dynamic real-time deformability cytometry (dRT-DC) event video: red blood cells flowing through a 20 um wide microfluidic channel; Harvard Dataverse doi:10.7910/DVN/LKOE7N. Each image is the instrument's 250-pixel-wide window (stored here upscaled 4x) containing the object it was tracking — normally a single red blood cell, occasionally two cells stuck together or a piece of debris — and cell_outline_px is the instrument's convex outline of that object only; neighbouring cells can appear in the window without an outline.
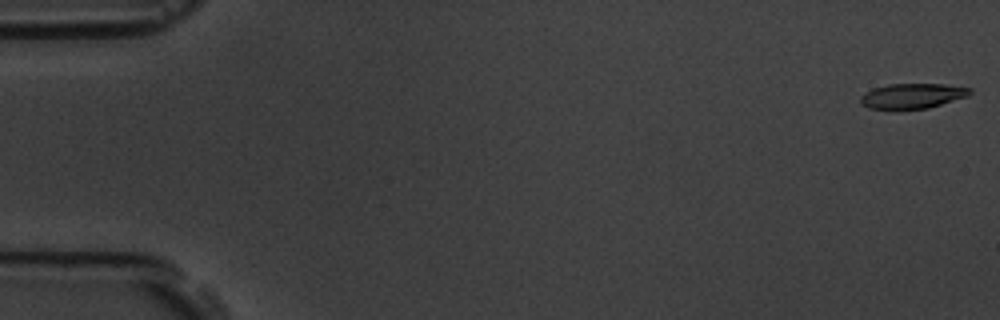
{"species": "common noctule bat (a hibernating species)", "species_latin": "Nyctalus noctula", "temperature_condition": "room temperature", "stored_images_in_passage": 6, "camera_frame_rate_fps": 3000, "um_per_image_px": 0.085, "animal": {"sex": "male", "body_mass_g": 19.5, "forearm_length_mm": 54.6}, "frame": {"image": 1, "passage_image": 1, "time_ms": 0.0, "image_size_px": [1000, 320], "cell_outline_px": [[972, 92], [968, 96], [928, 108], [868, 108], [860, 100], [860, 96], [872, 88], [888, 84], [944, 84], [972, 88]], "centroid_in_image_um": [77.58, 8.13], "position_along_channel_um": 7.4, "area_um2": 15.72}}
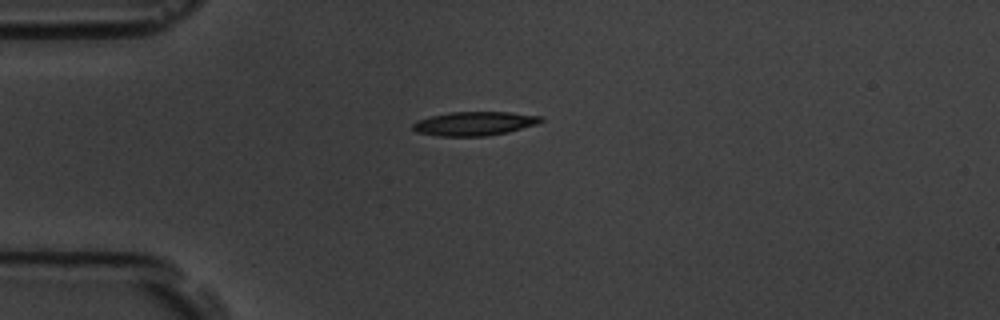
{"frame": {"image": 2, "passage_image": 5, "time_ms": 4.667, "image_size_px": [1000, 320], "cell_outline_px": [[544, 120], [540, 124], [508, 132], [488, 136], [440, 136], [416, 132], [412, 128], [412, 124], [416, 120], [432, 116], [452, 112], [508, 112], [544, 116]], "centroid_in_image_um": [40.38, 10.5], "position_along_channel_um": 44.6, "area_um2": 18.03}}